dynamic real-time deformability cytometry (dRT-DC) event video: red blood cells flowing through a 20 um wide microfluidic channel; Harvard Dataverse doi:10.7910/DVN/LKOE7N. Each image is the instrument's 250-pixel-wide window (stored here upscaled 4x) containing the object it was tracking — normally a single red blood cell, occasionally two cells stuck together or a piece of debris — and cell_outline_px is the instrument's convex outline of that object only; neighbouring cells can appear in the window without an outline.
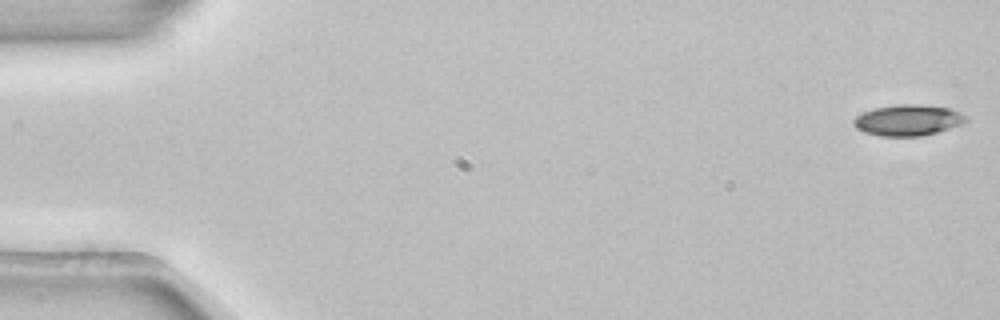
{"species": "common noctule bat (a hibernating species)", "species_latin": "Nyctalus noctula", "temperature_condition": "room temperature", "stored_images_in_passage": 11, "camera_frame_rate_fps": 3000, "um_per_image_px": 0.085, "animal": {"sex": "female", "body_mass_g": 22.7, "forearm_length_mm": 54.2}, "frame": {"image": 1, "passage_image": 1, "time_ms": 0.0, "image_size_px": [1000, 320], "cell_outline_px": [[968, 120], [960, 124], [936, 132], [920, 136], [880, 136], [864, 132], [856, 128], [852, 124], [852, 120], [856, 116], [864, 112], [876, 108], [900, 104], [916, 104], [948, 108], [960, 112]], "centroid_in_image_um": [77.13, 10.22], "position_along_channel_um": 7.9, "area_um2": 20.0}}